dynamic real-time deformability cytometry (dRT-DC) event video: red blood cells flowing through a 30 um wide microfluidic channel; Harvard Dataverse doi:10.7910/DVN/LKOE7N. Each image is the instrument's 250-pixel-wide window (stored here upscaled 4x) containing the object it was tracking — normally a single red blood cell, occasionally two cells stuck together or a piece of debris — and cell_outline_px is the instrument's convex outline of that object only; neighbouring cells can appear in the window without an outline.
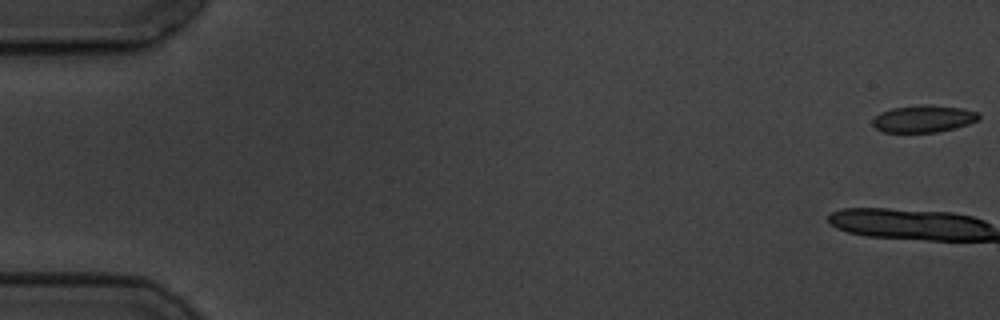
{"species": "common noctule bat (a hibernating species)", "species_latin": "Nyctalus noctula", "temperature_condition": "cold", "stored_images_in_passage": 6, "camera_frame_rate_fps": 3000, "um_per_image_px": 0.085, "animal": {"sex": "male", "body_mass_g": 19.5, "forearm_length_mm": 54.6}, "frame": {"image": 1, "passage_image": 1, "time_ms": 0.0, "image_size_px": [1000, 320], "cell_outline_px": [[980, 116], [976, 120], [968, 124], [936, 132], [884, 132], [876, 128], [872, 124], [872, 120], [880, 112], [892, 108], [960, 108], [980, 112]], "centroid_in_image_um": [78.46, 10.15], "position_along_channel_um": 6.5, "area_um2": 15.61}}